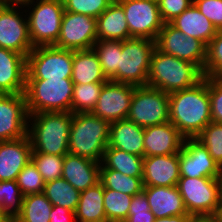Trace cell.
<instances>
[{"label": "cell", "instance_id": "cell-1", "mask_svg": "<svg viewBox=\"0 0 222 222\" xmlns=\"http://www.w3.org/2000/svg\"><path fill=\"white\" fill-rule=\"evenodd\" d=\"M169 121L184 138H196L212 122L208 77L169 94Z\"/></svg>", "mask_w": 222, "mask_h": 222}, {"label": "cell", "instance_id": "cell-2", "mask_svg": "<svg viewBox=\"0 0 222 222\" xmlns=\"http://www.w3.org/2000/svg\"><path fill=\"white\" fill-rule=\"evenodd\" d=\"M71 124V112L30 114L27 135L31 142L32 152L52 155L68 154Z\"/></svg>", "mask_w": 222, "mask_h": 222}, {"label": "cell", "instance_id": "cell-3", "mask_svg": "<svg viewBox=\"0 0 222 222\" xmlns=\"http://www.w3.org/2000/svg\"><path fill=\"white\" fill-rule=\"evenodd\" d=\"M203 79L204 73L197 65L155 48L151 58L147 86L170 94L194 87Z\"/></svg>", "mask_w": 222, "mask_h": 222}, {"label": "cell", "instance_id": "cell-4", "mask_svg": "<svg viewBox=\"0 0 222 222\" xmlns=\"http://www.w3.org/2000/svg\"><path fill=\"white\" fill-rule=\"evenodd\" d=\"M110 123L90 113H72L69 154L101 163L108 146Z\"/></svg>", "mask_w": 222, "mask_h": 222}, {"label": "cell", "instance_id": "cell-5", "mask_svg": "<svg viewBox=\"0 0 222 222\" xmlns=\"http://www.w3.org/2000/svg\"><path fill=\"white\" fill-rule=\"evenodd\" d=\"M74 83L71 79L26 80L28 114L71 112Z\"/></svg>", "mask_w": 222, "mask_h": 222}, {"label": "cell", "instance_id": "cell-6", "mask_svg": "<svg viewBox=\"0 0 222 222\" xmlns=\"http://www.w3.org/2000/svg\"><path fill=\"white\" fill-rule=\"evenodd\" d=\"M35 3V4H34ZM27 7L29 36L33 47L55 45L60 33L62 17L65 12L62 0H33L25 5ZM29 7V8H28ZM33 7V8H32Z\"/></svg>", "mask_w": 222, "mask_h": 222}, {"label": "cell", "instance_id": "cell-7", "mask_svg": "<svg viewBox=\"0 0 222 222\" xmlns=\"http://www.w3.org/2000/svg\"><path fill=\"white\" fill-rule=\"evenodd\" d=\"M73 50L38 46L27 56L26 80L71 79Z\"/></svg>", "mask_w": 222, "mask_h": 222}, {"label": "cell", "instance_id": "cell-8", "mask_svg": "<svg viewBox=\"0 0 222 222\" xmlns=\"http://www.w3.org/2000/svg\"><path fill=\"white\" fill-rule=\"evenodd\" d=\"M155 41L130 38L122 41L119 54L118 83L146 86Z\"/></svg>", "mask_w": 222, "mask_h": 222}, {"label": "cell", "instance_id": "cell-9", "mask_svg": "<svg viewBox=\"0 0 222 222\" xmlns=\"http://www.w3.org/2000/svg\"><path fill=\"white\" fill-rule=\"evenodd\" d=\"M127 119L148 127L169 122V94L150 86H136Z\"/></svg>", "mask_w": 222, "mask_h": 222}, {"label": "cell", "instance_id": "cell-10", "mask_svg": "<svg viewBox=\"0 0 222 222\" xmlns=\"http://www.w3.org/2000/svg\"><path fill=\"white\" fill-rule=\"evenodd\" d=\"M188 214L216 213L220 204L218 178L180 177L177 184Z\"/></svg>", "mask_w": 222, "mask_h": 222}, {"label": "cell", "instance_id": "cell-11", "mask_svg": "<svg viewBox=\"0 0 222 222\" xmlns=\"http://www.w3.org/2000/svg\"><path fill=\"white\" fill-rule=\"evenodd\" d=\"M155 45L163 53L197 65L204 73L207 45L201 40L186 36L170 23H164L155 40Z\"/></svg>", "mask_w": 222, "mask_h": 222}, {"label": "cell", "instance_id": "cell-12", "mask_svg": "<svg viewBox=\"0 0 222 222\" xmlns=\"http://www.w3.org/2000/svg\"><path fill=\"white\" fill-rule=\"evenodd\" d=\"M123 7L131 38L156 40L164 22L156 0H117Z\"/></svg>", "mask_w": 222, "mask_h": 222}, {"label": "cell", "instance_id": "cell-13", "mask_svg": "<svg viewBox=\"0 0 222 222\" xmlns=\"http://www.w3.org/2000/svg\"><path fill=\"white\" fill-rule=\"evenodd\" d=\"M18 8V5L0 3V48L23 54L27 58L34 47L29 36L27 15Z\"/></svg>", "mask_w": 222, "mask_h": 222}, {"label": "cell", "instance_id": "cell-14", "mask_svg": "<svg viewBox=\"0 0 222 222\" xmlns=\"http://www.w3.org/2000/svg\"><path fill=\"white\" fill-rule=\"evenodd\" d=\"M97 42V18L65 11L54 46L66 50L92 49Z\"/></svg>", "mask_w": 222, "mask_h": 222}, {"label": "cell", "instance_id": "cell-15", "mask_svg": "<svg viewBox=\"0 0 222 222\" xmlns=\"http://www.w3.org/2000/svg\"><path fill=\"white\" fill-rule=\"evenodd\" d=\"M136 85L108 80L104 83L92 114L109 123L126 119Z\"/></svg>", "mask_w": 222, "mask_h": 222}, {"label": "cell", "instance_id": "cell-16", "mask_svg": "<svg viewBox=\"0 0 222 222\" xmlns=\"http://www.w3.org/2000/svg\"><path fill=\"white\" fill-rule=\"evenodd\" d=\"M28 116L24 93L0 94V141L27 136Z\"/></svg>", "mask_w": 222, "mask_h": 222}, {"label": "cell", "instance_id": "cell-17", "mask_svg": "<svg viewBox=\"0 0 222 222\" xmlns=\"http://www.w3.org/2000/svg\"><path fill=\"white\" fill-rule=\"evenodd\" d=\"M181 177L219 178L221 168L213 160L206 147L196 138H185L179 152Z\"/></svg>", "mask_w": 222, "mask_h": 222}, {"label": "cell", "instance_id": "cell-18", "mask_svg": "<svg viewBox=\"0 0 222 222\" xmlns=\"http://www.w3.org/2000/svg\"><path fill=\"white\" fill-rule=\"evenodd\" d=\"M180 177L179 153L144 156V186H177Z\"/></svg>", "mask_w": 222, "mask_h": 222}, {"label": "cell", "instance_id": "cell-19", "mask_svg": "<svg viewBox=\"0 0 222 222\" xmlns=\"http://www.w3.org/2000/svg\"><path fill=\"white\" fill-rule=\"evenodd\" d=\"M184 137L169 121L161 125L144 128V156L170 155L179 153Z\"/></svg>", "mask_w": 222, "mask_h": 222}, {"label": "cell", "instance_id": "cell-20", "mask_svg": "<svg viewBox=\"0 0 222 222\" xmlns=\"http://www.w3.org/2000/svg\"><path fill=\"white\" fill-rule=\"evenodd\" d=\"M27 58L20 53L0 48V94L25 91Z\"/></svg>", "mask_w": 222, "mask_h": 222}, {"label": "cell", "instance_id": "cell-21", "mask_svg": "<svg viewBox=\"0 0 222 222\" xmlns=\"http://www.w3.org/2000/svg\"><path fill=\"white\" fill-rule=\"evenodd\" d=\"M31 142L28 135L11 141H0V181L16 180L31 160Z\"/></svg>", "mask_w": 222, "mask_h": 222}, {"label": "cell", "instance_id": "cell-22", "mask_svg": "<svg viewBox=\"0 0 222 222\" xmlns=\"http://www.w3.org/2000/svg\"><path fill=\"white\" fill-rule=\"evenodd\" d=\"M62 178L79 192L100 182V163L81 156L65 154Z\"/></svg>", "mask_w": 222, "mask_h": 222}, {"label": "cell", "instance_id": "cell-23", "mask_svg": "<svg viewBox=\"0 0 222 222\" xmlns=\"http://www.w3.org/2000/svg\"><path fill=\"white\" fill-rule=\"evenodd\" d=\"M143 192L156 218L188 214L177 186H144Z\"/></svg>", "mask_w": 222, "mask_h": 222}, {"label": "cell", "instance_id": "cell-24", "mask_svg": "<svg viewBox=\"0 0 222 222\" xmlns=\"http://www.w3.org/2000/svg\"><path fill=\"white\" fill-rule=\"evenodd\" d=\"M144 127L129 119L110 123L108 146L144 157Z\"/></svg>", "mask_w": 222, "mask_h": 222}, {"label": "cell", "instance_id": "cell-25", "mask_svg": "<svg viewBox=\"0 0 222 222\" xmlns=\"http://www.w3.org/2000/svg\"><path fill=\"white\" fill-rule=\"evenodd\" d=\"M169 23L186 36L201 40L206 45L209 44L218 31L194 3Z\"/></svg>", "mask_w": 222, "mask_h": 222}, {"label": "cell", "instance_id": "cell-26", "mask_svg": "<svg viewBox=\"0 0 222 222\" xmlns=\"http://www.w3.org/2000/svg\"><path fill=\"white\" fill-rule=\"evenodd\" d=\"M130 38L123 7L117 0H114L97 18V41H124Z\"/></svg>", "mask_w": 222, "mask_h": 222}, {"label": "cell", "instance_id": "cell-27", "mask_svg": "<svg viewBox=\"0 0 222 222\" xmlns=\"http://www.w3.org/2000/svg\"><path fill=\"white\" fill-rule=\"evenodd\" d=\"M71 80L75 84L106 83L99 58L94 49L73 51Z\"/></svg>", "mask_w": 222, "mask_h": 222}, {"label": "cell", "instance_id": "cell-28", "mask_svg": "<svg viewBox=\"0 0 222 222\" xmlns=\"http://www.w3.org/2000/svg\"><path fill=\"white\" fill-rule=\"evenodd\" d=\"M104 187L101 182L80 192L75 211L77 222H107L104 210Z\"/></svg>", "mask_w": 222, "mask_h": 222}, {"label": "cell", "instance_id": "cell-29", "mask_svg": "<svg viewBox=\"0 0 222 222\" xmlns=\"http://www.w3.org/2000/svg\"><path fill=\"white\" fill-rule=\"evenodd\" d=\"M144 157L107 146L100 168H109L132 177H143Z\"/></svg>", "mask_w": 222, "mask_h": 222}, {"label": "cell", "instance_id": "cell-30", "mask_svg": "<svg viewBox=\"0 0 222 222\" xmlns=\"http://www.w3.org/2000/svg\"><path fill=\"white\" fill-rule=\"evenodd\" d=\"M93 49L99 58L102 72L110 81L118 83L119 54L122 53V41L100 40Z\"/></svg>", "mask_w": 222, "mask_h": 222}, {"label": "cell", "instance_id": "cell-31", "mask_svg": "<svg viewBox=\"0 0 222 222\" xmlns=\"http://www.w3.org/2000/svg\"><path fill=\"white\" fill-rule=\"evenodd\" d=\"M43 193L52 205L61 206L73 212L76 211L80 192L64 178L46 182Z\"/></svg>", "mask_w": 222, "mask_h": 222}, {"label": "cell", "instance_id": "cell-32", "mask_svg": "<svg viewBox=\"0 0 222 222\" xmlns=\"http://www.w3.org/2000/svg\"><path fill=\"white\" fill-rule=\"evenodd\" d=\"M143 177H132L119 171L100 168V182L104 189H111L134 196L143 191Z\"/></svg>", "mask_w": 222, "mask_h": 222}, {"label": "cell", "instance_id": "cell-33", "mask_svg": "<svg viewBox=\"0 0 222 222\" xmlns=\"http://www.w3.org/2000/svg\"><path fill=\"white\" fill-rule=\"evenodd\" d=\"M52 207L44 193L25 195L22 212L14 222H49Z\"/></svg>", "mask_w": 222, "mask_h": 222}, {"label": "cell", "instance_id": "cell-34", "mask_svg": "<svg viewBox=\"0 0 222 222\" xmlns=\"http://www.w3.org/2000/svg\"><path fill=\"white\" fill-rule=\"evenodd\" d=\"M104 83L75 84L71 113H90L95 108Z\"/></svg>", "mask_w": 222, "mask_h": 222}, {"label": "cell", "instance_id": "cell-35", "mask_svg": "<svg viewBox=\"0 0 222 222\" xmlns=\"http://www.w3.org/2000/svg\"><path fill=\"white\" fill-rule=\"evenodd\" d=\"M23 198L16 180L0 181V208L11 222L21 214Z\"/></svg>", "mask_w": 222, "mask_h": 222}, {"label": "cell", "instance_id": "cell-36", "mask_svg": "<svg viewBox=\"0 0 222 222\" xmlns=\"http://www.w3.org/2000/svg\"><path fill=\"white\" fill-rule=\"evenodd\" d=\"M133 196L119 191L104 189V210L107 222H124L128 217V211Z\"/></svg>", "mask_w": 222, "mask_h": 222}, {"label": "cell", "instance_id": "cell-37", "mask_svg": "<svg viewBox=\"0 0 222 222\" xmlns=\"http://www.w3.org/2000/svg\"><path fill=\"white\" fill-rule=\"evenodd\" d=\"M31 161L37 167L45 183L62 177L64 155L31 152Z\"/></svg>", "mask_w": 222, "mask_h": 222}, {"label": "cell", "instance_id": "cell-38", "mask_svg": "<svg viewBox=\"0 0 222 222\" xmlns=\"http://www.w3.org/2000/svg\"><path fill=\"white\" fill-rule=\"evenodd\" d=\"M196 139L206 147L213 160L222 168V123L212 121Z\"/></svg>", "mask_w": 222, "mask_h": 222}, {"label": "cell", "instance_id": "cell-39", "mask_svg": "<svg viewBox=\"0 0 222 222\" xmlns=\"http://www.w3.org/2000/svg\"><path fill=\"white\" fill-rule=\"evenodd\" d=\"M16 182L24 196L44 192L45 182L31 160L18 174Z\"/></svg>", "mask_w": 222, "mask_h": 222}, {"label": "cell", "instance_id": "cell-40", "mask_svg": "<svg viewBox=\"0 0 222 222\" xmlns=\"http://www.w3.org/2000/svg\"><path fill=\"white\" fill-rule=\"evenodd\" d=\"M222 78V30L207 45V57L204 67V77Z\"/></svg>", "mask_w": 222, "mask_h": 222}, {"label": "cell", "instance_id": "cell-41", "mask_svg": "<svg viewBox=\"0 0 222 222\" xmlns=\"http://www.w3.org/2000/svg\"><path fill=\"white\" fill-rule=\"evenodd\" d=\"M64 10L98 18L114 0H62Z\"/></svg>", "mask_w": 222, "mask_h": 222}, {"label": "cell", "instance_id": "cell-42", "mask_svg": "<svg viewBox=\"0 0 222 222\" xmlns=\"http://www.w3.org/2000/svg\"><path fill=\"white\" fill-rule=\"evenodd\" d=\"M155 215L150 211L145 193L142 191L133 196L128 217L124 222H154Z\"/></svg>", "mask_w": 222, "mask_h": 222}, {"label": "cell", "instance_id": "cell-43", "mask_svg": "<svg viewBox=\"0 0 222 222\" xmlns=\"http://www.w3.org/2000/svg\"><path fill=\"white\" fill-rule=\"evenodd\" d=\"M208 94L212 121L222 123V78L208 77Z\"/></svg>", "mask_w": 222, "mask_h": 222}, {"label": "cell", "instance_id": "cell-44", "mask_svg": "<svg viewBox=\"0 0 222 222\" xmlns=\"http://www.w3.org/2000/svg\"><path fill=\"white\" fill-rule=\"evenodd\" d=\"M193 3L217 30H222V0H193Z\"/></svg>", "mask_w": 222, "mask_h": 222}, {"label": "cell", "instance_id": "cell-45", "mask_svg": "<svg viewBox=\"0 0 222 222\" xmlns=\"http://www.w3.org/2000/svg\"><path fill=\"white\" fill-rule=\"evenodd\" d=\"M193 4V0H158L159 12L164 23H169L175 17Z\"/></svg>", "mask_w": 222, "mask_h": 222}, {"label": "cell", "instance_id": "cell-46", "mask_svg": "<svg viewBox=\"0 0 222 222\" xmlns=\"http://www.w3.org/2000/svg\"><path fill=\"white\" fill-rule=\"evenodd\" d=\"M49 217V222H77L75 212L56 205H53Z\"/></svg>", "mask_w": 222, "mask_h": 222}, {"label": "cell", "instance_id": "cell-47", "mask_svg": "<svg viewBox=\"0 0 222 222\" xmlns=\"http://www.w3.org/2000/svg\"><path fill=\"white\" fill-rule=\"evenodd\" d=\"M188 222H220L216 213L190 214Z\"/></svg>", "mask_w": 222, "mask_h": 222}, {"label": "cell", "instance_id": "cell-48", "mask_svg": "<svg viewBox=\"0 0 222 222\" xmlns=\"http://www.w3.org/2000/svg\"><path fill=\"white\" fill-rule=\"evenodd\" d=\"M190 214L156 218L154 222H188Z\"/></svg>", "mask_w": 222, "mask_h": 222}, {"label": "cell", "instance_id": "cell-49", "mask_svg": "<svg viewBox=\"0 0 222 222\" xmlns=\"http://www.w3.org/2000/svg\"><path fill=\"white\" fill-rule=\"evenodd\" d=\"M33 0H0L1 4L4 5H25L26 3L32 2Z\"/></svg>", "mask_w": 222, "mask_h": 222}, {"label": "cell", "instance_id": "cell-50", "mask_svg": "<svg viewBox=\"0 0 222 222\" xmlns=\"http://www.w3.org/2000/svg\"><path fill=\"white\" fill-rule=\"evenodd\" d=\"M0 222H11V220L5 215L4 211L0 208Z\"/></svg>", "mask_w": 222, "mask_h": 222}, {"label": "cell", "instance_id": "cell-51", "mask_svg": "<svg viewBox=\"0 0 222 222\" xmlns=\"http://www.w3.org/2000/svg\"><path fill=\"white\" fill-rule=\"evenodd\" d=\"M216 214H217L220 222H222V201H220V204L218 206Z\"/></svg>", "mask_w": 222, "mask_h": 222}, {"label": "cell", "instance_id": "cell-52", "mask_svg": "<svg viewBox=\"0 0 222 222\" xmlns=\"http://www.w3.org/2000/svg\"><path fill=\"white\" fill-rule=\"evenodd\" d=\"M218 180H219V184H220V201H222V168H221V173H220Z\"/></svg>", "mask_w": 222, "mask_h": 222}]
</instances>
